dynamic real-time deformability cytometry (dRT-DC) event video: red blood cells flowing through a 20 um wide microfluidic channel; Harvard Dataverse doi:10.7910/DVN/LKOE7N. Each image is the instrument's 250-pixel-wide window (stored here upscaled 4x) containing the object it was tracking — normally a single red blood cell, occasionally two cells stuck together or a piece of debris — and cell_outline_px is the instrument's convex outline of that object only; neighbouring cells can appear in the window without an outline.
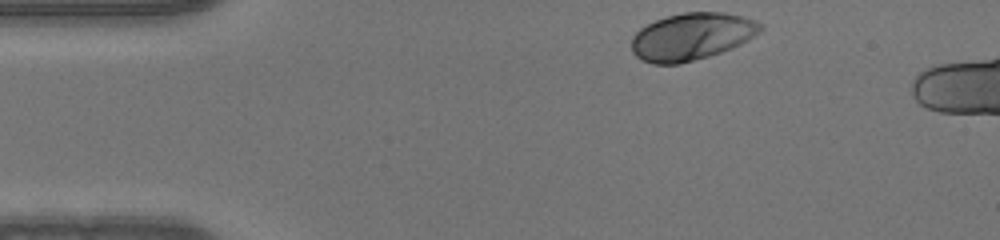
{"species": "human", "species_latin": "Homo sapiens", "temperature_condition": "warm", "stored_images_in_passage": 6, "camera_frame_rate_fps": 3000, "um_per_image_px": 0.085, "donor": {"sex": "male"}, "frame": {"image": 1, "passage_image": 1, "time_ms": 0.0, "image_size_px": [1000, 240], "cell_outline_px": [[764, 28], [760, 32], [748, 40], [740, 44], [720, 52], [708, 56], [680, 64], [652, 64], [636, 56], [632, 52], [632, 36], [640, 28], [656, 20], [668, 16], [684, 12], [724, 12], [756, 20], [764, 24]], "centroid_in_image_um": [58.81, 3.1], "position_along_channel_um": 26.2, "area_um2": 35.37}}